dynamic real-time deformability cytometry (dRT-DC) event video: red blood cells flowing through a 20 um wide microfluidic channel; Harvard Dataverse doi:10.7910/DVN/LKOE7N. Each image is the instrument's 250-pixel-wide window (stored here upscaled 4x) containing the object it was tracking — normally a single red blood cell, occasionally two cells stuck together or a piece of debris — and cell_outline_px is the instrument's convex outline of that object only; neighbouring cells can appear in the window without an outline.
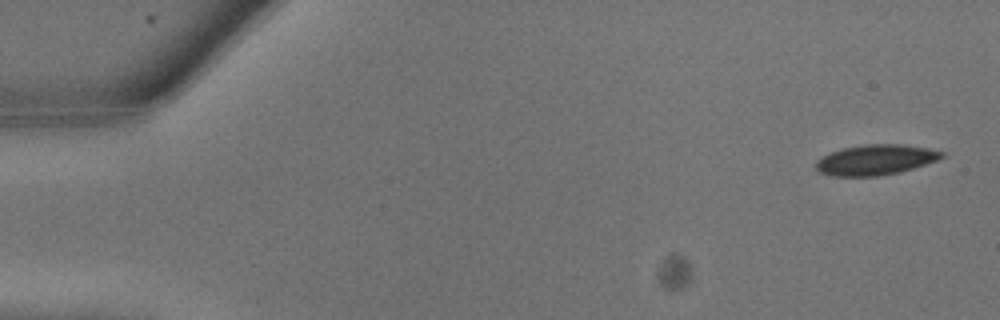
{"species": "common noctule bat (a hibernating species)", "species_latin": "Nyctalus noctula", "temperature_condition": "warm", "stored_images_in_passage": 9, "camera_frame_rate_fps": 3000, "um_per_image_px": 0.085, "animal": {"sex": "male", "body_mass_g": 13.3}, "frame": {"image": 1, "passage_image": 1, "time_ms": 0.0, "image_size_px": [1000, 320], "cell_outline_px": [[944, 156], [936, 160], [900, 172], [876, 176], [832, 176], [820, 172], [816, 168], [816, 160], [832, 152], [844, 148], [864, 144], [900, 144], [928, 148], [944, 152]], "centroid_in_image_um": [74.41, 13.58], "position_along_channel_um": 10.6, "area_um2": 21.96}}
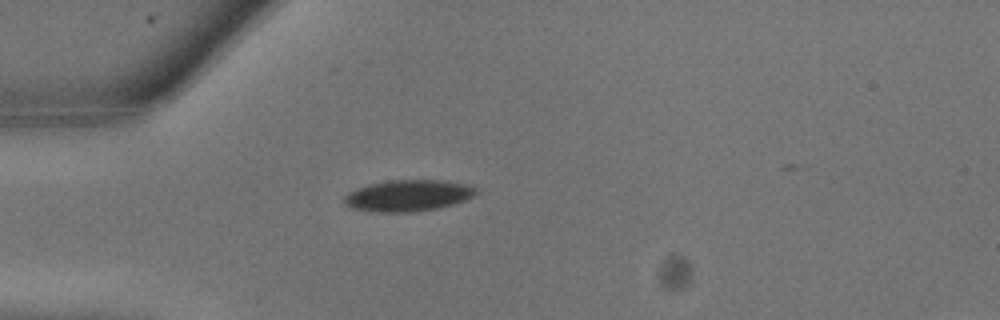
{"frame": {"image": 2, "passage_image": 7, "time_ms": 2.0, "image_size_px": [1000, 320], "cell_outline_px": [[480, 192], [476, 196], [452, 204], [436, 208], [412, 212], [376, 212], [352, 208], [344, 204], [344, 196], [348, 192], [356, 188], [368, 184], [388, 180], [444, 180], [472, 184]], "centroid_in_image_um": [34.72, 16.61], "position_along_channel_um": 50.3, "area_um2": 24.45}}